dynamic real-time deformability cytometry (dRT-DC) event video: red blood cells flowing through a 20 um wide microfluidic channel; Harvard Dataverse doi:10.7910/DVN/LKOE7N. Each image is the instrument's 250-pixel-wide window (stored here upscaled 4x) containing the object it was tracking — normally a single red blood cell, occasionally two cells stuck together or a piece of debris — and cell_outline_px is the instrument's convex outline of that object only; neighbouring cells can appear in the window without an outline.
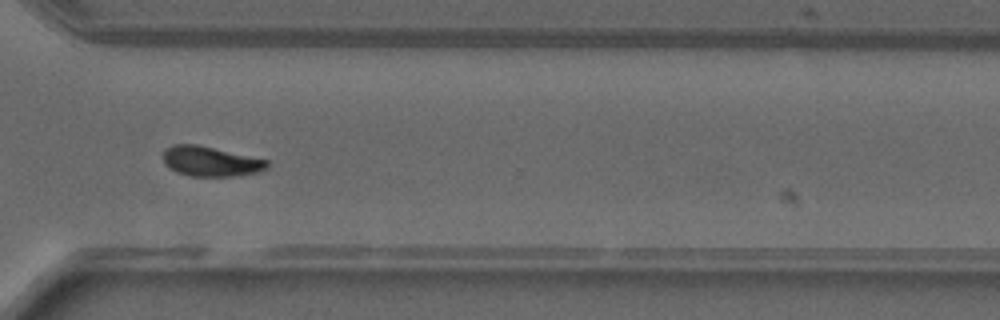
{"species": "common noctule bat (a hibernating species)", "species_latin": "Nyctalus noctula", "temperature_condition": "warm", "stored_images_in_passage": 34, "camera_frame_rate_fps": 3000, "um_per_image_px": 0.085, "animal": {"sex": "male", "forearm_length_mm": 52.5}, "frame": {"image": 1, "passage_image": 29, "time_ms": 9.333, "image_size_px": [1000, 320], "cell_outline_px": [[268, 168], [260, 172], [240, 176], [192, 176], [176, 172], [164, 160], [164, 152], [172, 144], [196, 144], [268, 160]], "centroid_in_image_um": [17.96, 13.73], "position_along_channel_um": 352.6, "area_um2": 17.92}}